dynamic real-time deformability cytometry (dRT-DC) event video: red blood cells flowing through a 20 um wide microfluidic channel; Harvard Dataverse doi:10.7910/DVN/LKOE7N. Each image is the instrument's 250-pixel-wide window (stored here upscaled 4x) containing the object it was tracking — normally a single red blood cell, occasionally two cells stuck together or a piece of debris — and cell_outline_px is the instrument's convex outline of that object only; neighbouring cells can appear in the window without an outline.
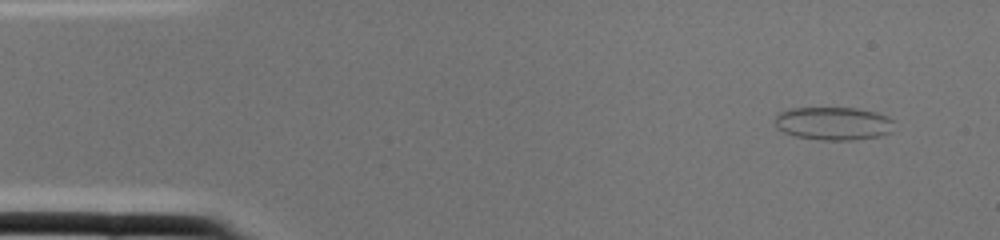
{"species": "common noctule bat (a hibernating species)", "species_latin": "Nyctalus noctula", "temperature_condition": "cold", "stored_images_in_passage": 2, "camera_frame_rate_fps": 3000, "um_per_image_px": 0.085, "animal": {"sex": "female", "body_mass_g": 22.0, "forearm_length_mm": 56.7}, "frame": {"image": 1, "passage_image": 1, "time_ms": 0.0, "image_size_px": [1000, 240], "cell_outline_px": [[892, 132], [880, 136], [852, 140], [820, 140], [796, 136], [784, 132], [776, 128], [772, 120], [780, 112], [792, 108], [856, 108], [876, 112], [888, 116], [892, 120]], "centroid_in_image_um": [70.81, 10.49], "position_along_channel_um": 14.2, "area_um2": 23.18}}
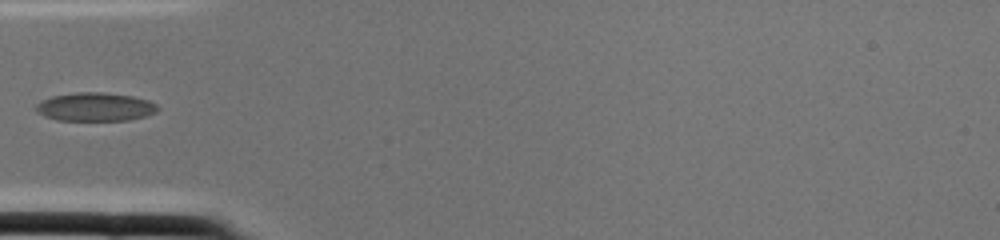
{"frame": {"image": 2, "passage_image": 2, "time_ms": 0.333, "image_size_px": [1000, 240], "cell_outline_px": [[160, 108], [156, 112], [148, 116], [128, 120], [56, 120], [44, 116], [36, 112], [32, 108], [40, 100], [52, 96], [76, 92], [104, 92], [132, 96], [148, 100], [156, 104]], "centroid_in_image_um": [8.06, 9.08], "position_along_channel_um": 76.9, "area_um2": 20.52}}